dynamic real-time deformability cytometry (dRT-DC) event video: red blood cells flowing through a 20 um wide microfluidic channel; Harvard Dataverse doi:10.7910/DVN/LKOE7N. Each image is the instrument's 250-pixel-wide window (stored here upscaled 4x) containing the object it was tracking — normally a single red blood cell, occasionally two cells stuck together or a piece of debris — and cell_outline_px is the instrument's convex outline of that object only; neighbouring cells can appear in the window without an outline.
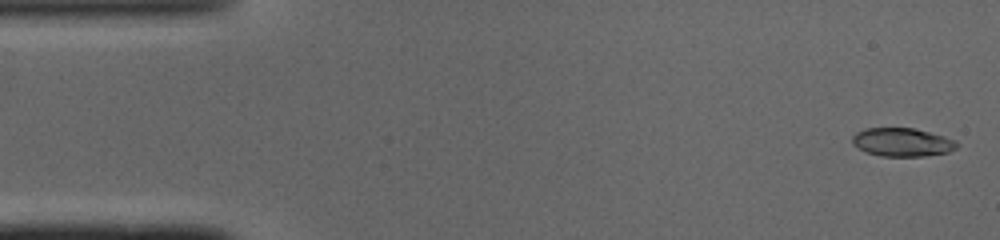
{"species": "common noctule bat (a hibernating species)", "species_latin": "Nyctalus noctula", "temperature_condition": "cold", "stored_images_in_passage": 49, "camera_frame_rate_fps": 3000, "um_per_image_px": 0.085, "animal": {"sex": "male", "body_mass_g": 19.0, "forearm_length_mm": 50.8}, "frame": {"image": 1, "passage_image": 2, "time_ms": 0.333, "image_size_px": [1000, 240], "cell_outline_px": [[960, 144], [956, 148], [948, 152], [924, 156], [880, 156], [864, 152], [852, 144], [852, 136], [856, 132], [864, 128], [912, 128], [944, 136], [956, 140]], "centroid_in_image_um": [76.67, 12.09], "position_along_channel_um": 8.3, "area_um2": 17.46}}
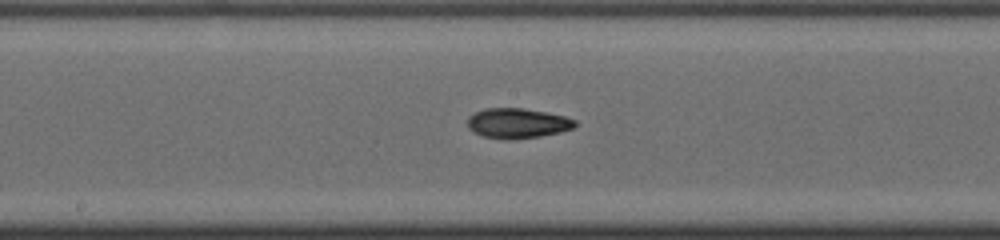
{"frame": {"image": 2, "passage_image": 25, "time_ms": 8.0, "image_size_px": [1000, 240], "cell_outline_px": [[576, 124], [572, 128], [560, 132], [540, 136], [516, 140], [504, 140], [484, 136], [472, 132], [468, 128], [468, 116], [484, 108], [524, 108], [564, 116], [576, 120]], "centroid_in_image_um": [43.95, 10.48], "position_along_channel_um": 204.3, "area_um2": 18.9}}
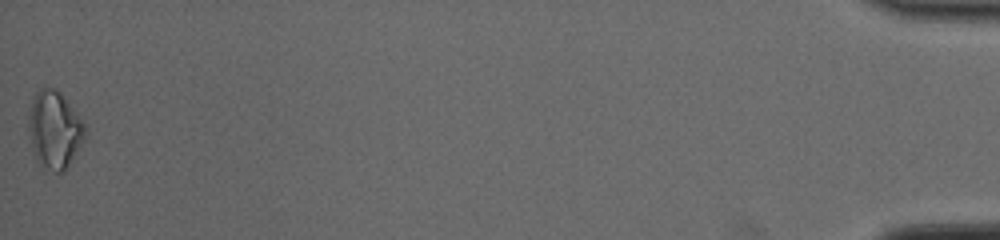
{"frame": {"image": 3, "passage_image": 49, "time_ms": 16.0, "image_size_px": [1000, 240], "cell_outline_px": [[88, 132], [64, 172], [52, 172], [40, 164], [36, 160], [32, 148], [28, 128], [28, 116], [32, 100], [36, 92], [40, 88], [56, 88], [60, 92], [84, 124]], "centroid_in_image_um": [4.61, 11.04], "position_along_channel_um": 430.6, "area_um2": 25.26}, "authors_computed_cell_mechanics": {"area_um2": 18.3804, "velocity_mm_per_s": 4.1136, "shape_relaxation_time_tau1_ms": 5.8747, "shape_relaxation_time_tau2_ms": 4.7483, "deformation_change_tau1": 0.1626, "deformation_change_tau2": 0.1179}}